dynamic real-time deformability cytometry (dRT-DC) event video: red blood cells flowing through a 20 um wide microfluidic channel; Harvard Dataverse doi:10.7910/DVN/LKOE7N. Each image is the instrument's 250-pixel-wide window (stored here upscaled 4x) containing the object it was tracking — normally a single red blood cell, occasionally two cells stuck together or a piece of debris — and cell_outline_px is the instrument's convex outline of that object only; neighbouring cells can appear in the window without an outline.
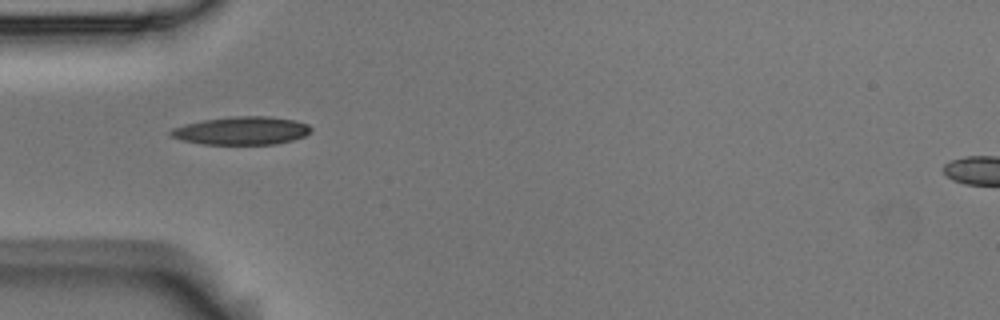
{"species": "Egyptian fruit bat (a non-hibernating species)", "species_latin": "Rousettus aegyptiacus", "temperature_condition": "room temperature", "stored_images_in_passage": 5, "camera_frame_rate_fps": 3000, "um_per_image_px": 0.085, "animal": {"sex": "male"}, "frame": {"image": 1, "passage_image": 1, "time_ms": 0.0, "image_size_px": [1000, 320], "cell_outline_px": [[312, 128], [304, 136], [292, 140], [276, 144], [204, 144], [184, 140], [168, 136], [168, 132], [172, 128], [184, 124], [204, 120], [236, 116], [268, 116], [296, 120], [308, 124]], "centroid_in_image_um": [20.53, 11.1], "position_along_channel_um": 64.5, "area_um2": 22.89}}
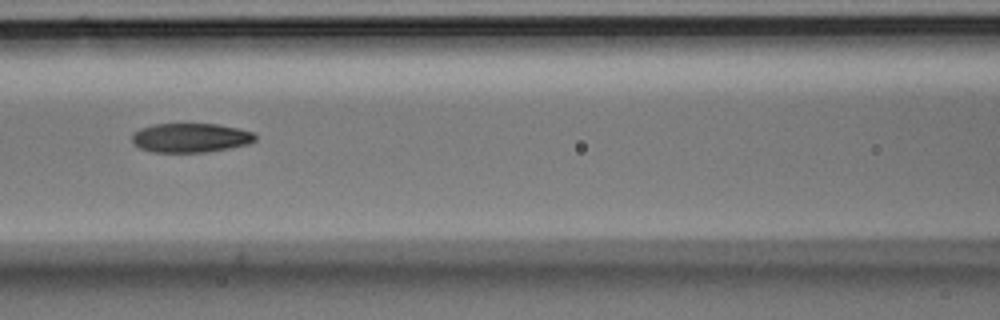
{"frame": {"image": 2, "passage_image": 3, "time_ms": 0.667, "image_size_px": [1000, 320], "cell_outline_px": [[256, 140], [248, 144], [228, 148], [204, 152], [152, 152], [140, 148], [132, 140], [132, 136], [140, 128], [156, 124], [216, 124], [236, 128], [252, 132], [256, 136]], "centroid_in_image_um": [16.2, 11.71], "position_along_channel_um": 150.4, "area_um2": 20.69}}
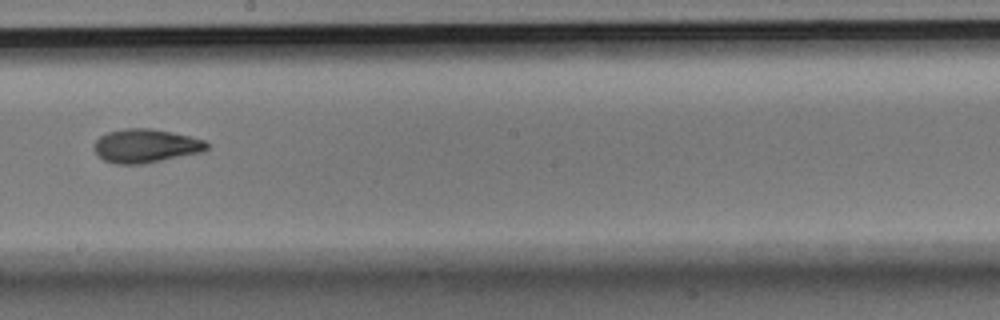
{"frame": {"image": 3, "passage_image": 5, "time_ms": 1.333, "image_size_px": [1000, 320], "cell_outline_px": [[208, 148], [200, 152], [140, 164], [116, 164], [104, 160], [92, 148], [92, 144], [100, 136], [108, 132], [124, 128], [152, 128], [172, 132], [204, 140], [208, 144]], "centroid_in_image_um": [12.33, 12.38], "position_along_channel_um": 235.9, "area_um2": 21.91}}